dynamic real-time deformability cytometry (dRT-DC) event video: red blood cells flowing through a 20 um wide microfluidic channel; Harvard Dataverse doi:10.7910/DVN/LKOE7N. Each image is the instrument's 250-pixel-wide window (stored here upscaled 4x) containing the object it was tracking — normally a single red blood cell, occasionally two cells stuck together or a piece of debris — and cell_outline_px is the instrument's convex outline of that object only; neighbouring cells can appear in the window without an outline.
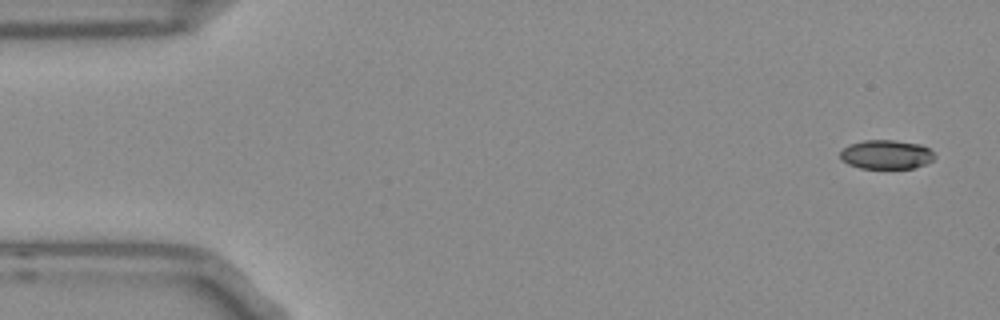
{"species": "Egyptian fruit bat (a non-hibernating species)", "species_latin": "Rousettus aegyptiacus", "temperature_condition": "room temperature", "stored_images_in_passage": 53, "camera_frame_rate_fps": 3000, "um_per_image_px": 0.085, "frame": {"image": 1, "passage_image": 1, "time_ms": 0.0, "image_size_px": [1000, 320], "cell_outline_px": [[936, 156], [932, 160], [916, 168], [860, 168], [848, 164], [840, 160], [840, 152], [848, 144], [864, 140], [892, 140], [920, 144], [928, 148]], "centroid_in_image_um": [75.3, 13.13], "position_along_channel_um": 9.7, "area_um2": 16.01}}
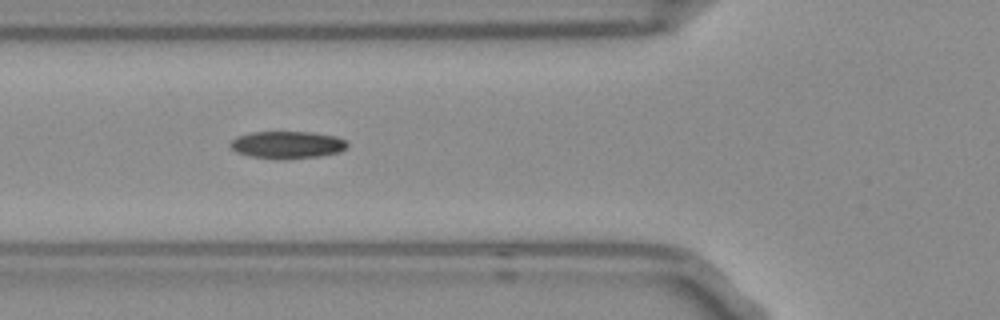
{"frame": {"image": 2, "passage_image": 18, "time_ms": 5.667, "image_size_px": [1000, 320], "cell_outline_px": [[348, 144], [340, 152], [320, 156], [252, 156], [236, 152], [228, 144], [236, 136], [252, 132], [312, 132], [336, 136], [344, 140]], "centroid_in_image_um": [24.41, 12.25], "position_along_channel_um": 101.4, "area_um2": 17.69}}
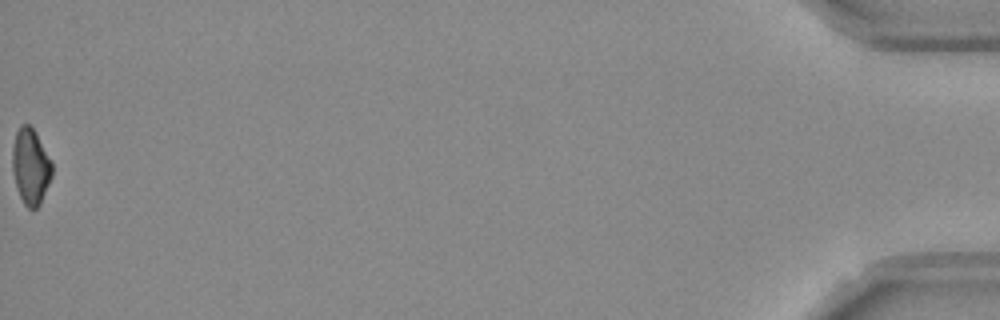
{"frame": {"image": 3, "passage_image": 53, "time_ms": 17.333, "image_size_px": [1000, 320], "cell_outline_px": [[52, 176], [40, 204], [36, 208], [28, 208], [24, 204], [20, 196], [12, 172], [12, 148], [16, 132], [20, 124], [28, 124], [36, 132], [52, 160]], "centroid_in_image_um": [2.61, 14.12], "position_along_channel_um": 432.6, "area_um2": 17.63}, "authors_computed_cell_mechanics": {"area_um2": 17.8602, "velocity_mm_per_s": 3.7555, "shape_relaxation_time_tau1_ms": 8.5204, "shape_relaxation_time_tau2_ms": 11.0594, "deformation_change_tau1": 0.1877, "deformation_change_tau2": 0.1838}}